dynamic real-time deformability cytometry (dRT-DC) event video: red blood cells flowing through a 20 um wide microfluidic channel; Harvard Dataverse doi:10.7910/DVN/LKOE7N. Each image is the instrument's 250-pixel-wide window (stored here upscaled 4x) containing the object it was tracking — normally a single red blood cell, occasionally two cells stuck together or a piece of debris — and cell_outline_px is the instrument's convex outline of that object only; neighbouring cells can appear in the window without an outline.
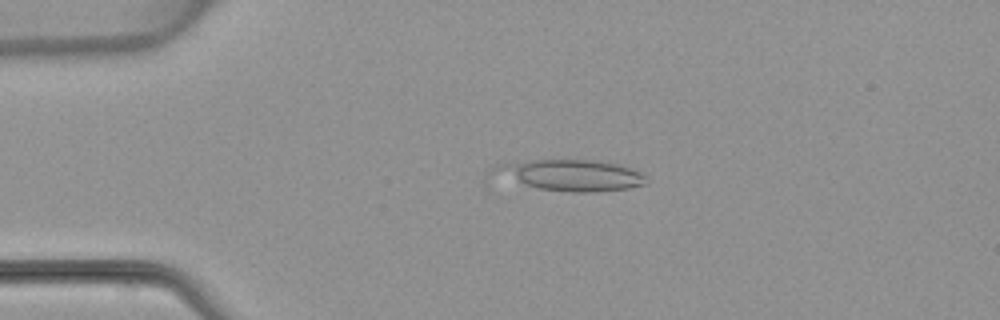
{"species": "common noctule bat (a hibernating species)", "species_latin": "Nyctalus noctula", "temperature_condition": "warm", "stored_images_in_passage": 4, "camera_frame_rate_fps": 3000, "um_per_image_px": 0.085, "animal": {"sex": "female", "body_mass_g": 22.7, "forearm_length_mm": 54.2}, "frame": {"image": 1, "passage_image": 3, "time_ms": 2.667, "image_size_px": [1000, 320], "cell_outline_px": [[644, 184], [628, 188], [596, 192], [572, 192], [484, 184], [484, 180], [488, 168], [492, 164], [504, 160], [596, 160], [620, 164], [640, 172], [644, 176]], "centroid_in_image_um": [47.89, 14.91], "position_along_channel_um": 37.1, "area_um2": 30.63}}